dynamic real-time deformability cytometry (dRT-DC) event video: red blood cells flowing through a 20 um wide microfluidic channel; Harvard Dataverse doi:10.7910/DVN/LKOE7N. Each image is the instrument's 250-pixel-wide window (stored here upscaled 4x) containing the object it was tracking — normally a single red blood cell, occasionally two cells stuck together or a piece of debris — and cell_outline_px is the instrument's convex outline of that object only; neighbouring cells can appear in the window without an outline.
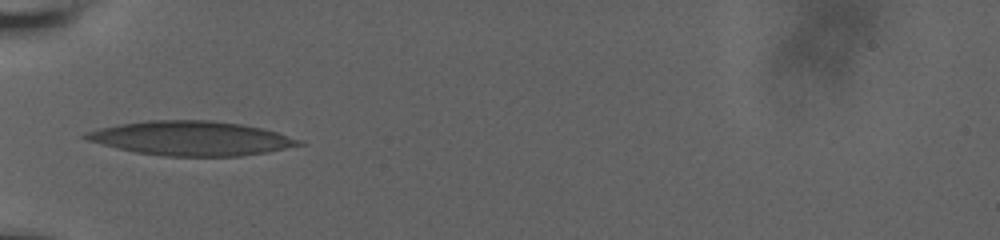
{"species": "human", "species_latin": "Homo sapiens", "temperature_condition": "room temperature", "stored_images_in_passage": 12, "camera_frame_rate_fps": 3000, "um_per_image_px": 0.085, "donor": {"sex": "male"}, "frame": {"image": 1, "passage_image": 1, "time_ms": 0.0, "image_size_px": [1000, 240], "cell_outline_px": [[308, 144], [268, 152], [240, 156], [164, 156], [136, 152], [88, 140], [80, 136], [84, 132], [100, 128], [120, 124], [148, 120], [212, 120], [240, 124], [264, 128], [304, 140]], "centroid_in_image_um": [16.34, 11.75], "position_along_channel_um": 68.7, "area_um2": 42.71}}
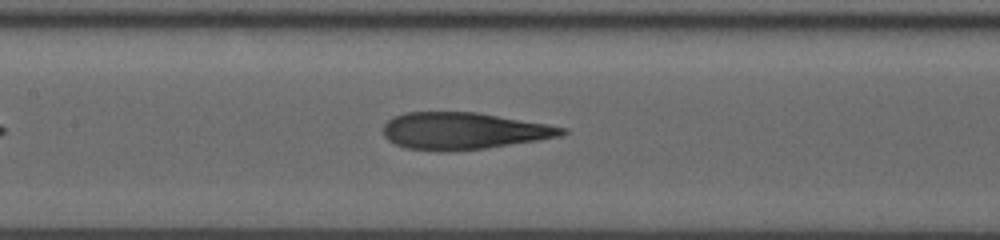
{"frame": {"image": 2, "passage_image": 6, "time_ms": 1.667, "image_size_px": [1000, 240], "cell_outline_px": [[568, 132], [560, 136], [540, 140], [484, 148], [440, 152], [436, 152], [404, 148], [388, 140], [384, 136], [380, 128], [392, 116], [404, 112], [476, 112], [568, 128]], "centroid_in_image_um": [39.32, 11.13], "position_along_channel_um": 168.1, "area_um2": 38.67}}
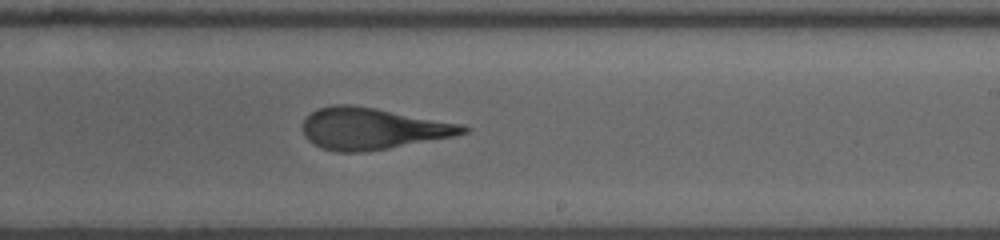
{"frame": {"image": 3, "passage_image": 12, "time_ms": 3.667, "image_size_px": [1000, 240], "cell_outline_px": [[472, 128], [468, 132], [452, 136], [388, 148], [360, 152], [336, 152], [320, 148], [308, 140], [304, 136], [304, 120], [312, 112], [320, 108], [332, 104], [352, 104], [376, 108], [464, 124]], "centroid_in_image_um": [31.67, 10.92], "position_along_channel_um": 257.3, "area_um2": 38.73}}